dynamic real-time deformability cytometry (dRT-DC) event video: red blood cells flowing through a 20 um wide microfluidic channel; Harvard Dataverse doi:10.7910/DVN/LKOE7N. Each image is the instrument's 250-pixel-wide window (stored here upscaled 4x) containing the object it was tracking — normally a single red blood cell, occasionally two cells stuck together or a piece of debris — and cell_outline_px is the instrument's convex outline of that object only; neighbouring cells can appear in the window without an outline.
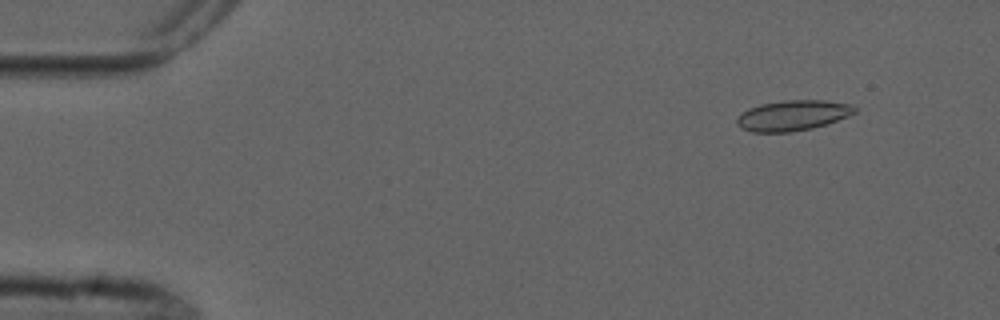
{"species": "common noctule bat (a hibernating species)", "species_latin": "Nyctalus noctula", "temperature_condition": "cold", "stored_images_in_passage": 5, "camera_frame_rate_fps": 3000, "um_per_image_px": 0.085, "animal": {"sex": "male", "forearm_length_mm": 52.5}, "frame": {"image": 1, "passage_image": 2, "time_ms": 1.0, "image_size_px": [1000, 320], "cell_outline_px": [[856, 112], [848, 116], [812, 128], [788, 132], [752, 132], [740, 128], [736, 124], [736, 120], [748, 108], [760, 104], [784, 100], [824, 100], [852, 104], [856, 108]], "centroid_in_image_um": [67.37, 9.8], "position_along_channel_um": 17.6, "area_um2": 20.75}}
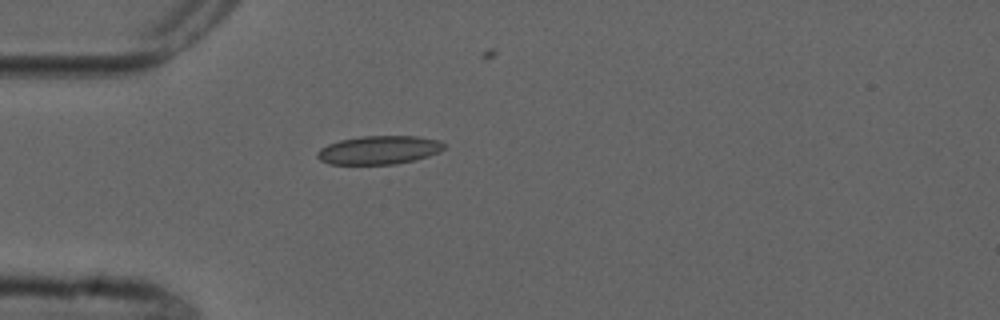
{"frame": {"image": 2, "passage_image": 5, "time_ms": 4.333, "image_size_px": [1000, 320], "cell_outline_px": [[444, 148], [440, 152], [416, 160], [396, 164], [328, 164], [320, 160], [316, 156], [316, 152], [320, 148], [328, 144], [340, 140], [360, 136], [416, 136], [440, 140], [444, 144]], "centroid_in_image_um": [32.21, 12.75], "position_along_channel_um": 52.8, "area_um2": 21.21}}